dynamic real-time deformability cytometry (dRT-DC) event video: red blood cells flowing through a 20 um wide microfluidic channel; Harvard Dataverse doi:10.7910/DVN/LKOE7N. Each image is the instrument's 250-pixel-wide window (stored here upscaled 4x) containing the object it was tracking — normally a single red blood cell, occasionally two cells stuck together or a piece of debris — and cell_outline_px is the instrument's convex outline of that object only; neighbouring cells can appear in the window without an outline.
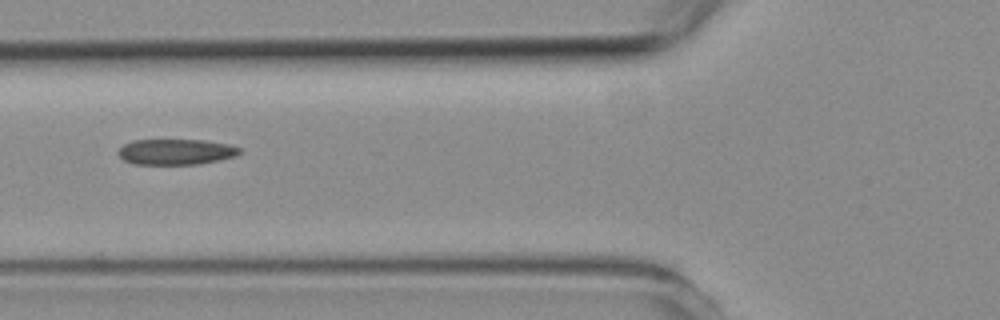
{"species": "common noctule bat (a hibernating species)", "species_latin": "Nyctalus noctula", "temperature_condition": "room temperature", "stored_images_in_passage": 3, "camera_frame_rate_fps": 3000, "um_per_image_px": 0.085, "animal": {"sex": "female", "body_mass_g": 19.3, "forearm_length_mm": 54.1}, "frame": {"image": 1, "passage_image": 2, "time_ms": 1.333, "image_size_px": [1000, 320], "cell_outline_px": [[240, 152], [236, 156], [220, 160], [200, 164], [132, 164], [124, 160], [116, 152], [124, 144], [132, 140], [204, 140], [228, 144], [240, 148]], "centroid_in_image_um": [14.94, 12.91], "position_along_channel_um": 110.9, "area_um2": 18.21}}
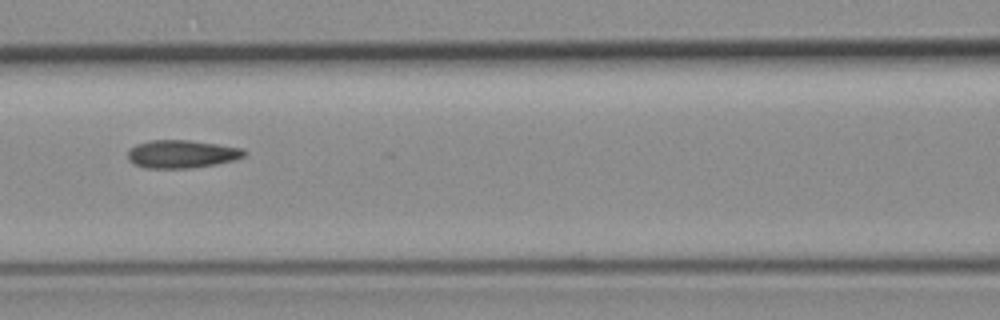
{"frame": {"image": 2, "passage_image": 3, "time_ms": 2.333, "image_size_px": [1000, 320], "cell_outline_px": [[248, 152], [244, 156], [236, 160], [216, 164], [192, 168], [144, 168], [132, 164], [128, 160], [128, 152], [136, 144], [152, 140], [188, 140], [244, 148]], "centroid_in_image_um": [15.47, 13.1], "position_along_channel_um": 151.1, "area_um2": 19.13}}